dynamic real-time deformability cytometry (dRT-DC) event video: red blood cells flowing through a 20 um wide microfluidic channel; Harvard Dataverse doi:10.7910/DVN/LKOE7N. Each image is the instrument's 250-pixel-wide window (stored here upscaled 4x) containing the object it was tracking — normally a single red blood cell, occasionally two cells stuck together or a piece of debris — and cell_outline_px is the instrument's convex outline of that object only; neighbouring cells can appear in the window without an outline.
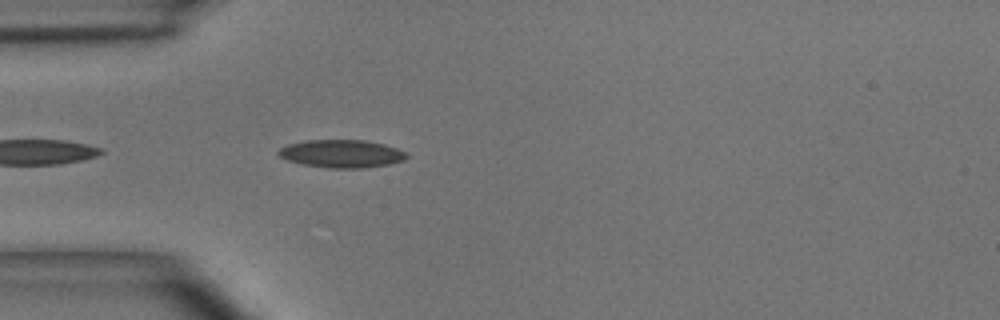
{"species": "common noctule bat (a hibernating species)", "species_latin": "Nyctalus noctula", "temperature_condition": "room temperature", "stored_images_in_passage": 6, "camera_frame_rate_fps": 3000, "um_per_image_px": 0.085, "animal": {"sex": "male", "body_mass_g": 15.6}, "frame": {"image": 1, "passage_image": 3, "time_ms": 0.667, "image_size_px": [1000, 320], "cell_outline_px": [[408, 156], [404, 160], [388, 164], [364, 168], [328, 168], [300, 164], [288, 160], [280, 156], [276, 152], [280, 148], [288, 144], [304, 140], [364, 140], [384, 144], [396, 148], [404, 152]], "centroid_in_image_um": [29.0, 13.06], "position_along_channel_um": 56.0, "area_um2": 20.81}}